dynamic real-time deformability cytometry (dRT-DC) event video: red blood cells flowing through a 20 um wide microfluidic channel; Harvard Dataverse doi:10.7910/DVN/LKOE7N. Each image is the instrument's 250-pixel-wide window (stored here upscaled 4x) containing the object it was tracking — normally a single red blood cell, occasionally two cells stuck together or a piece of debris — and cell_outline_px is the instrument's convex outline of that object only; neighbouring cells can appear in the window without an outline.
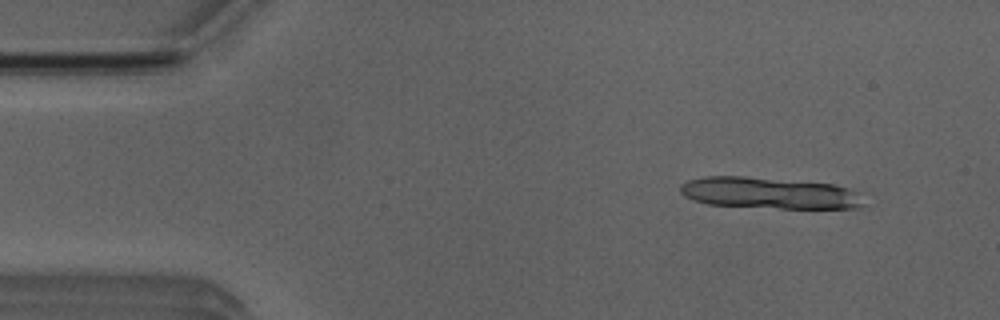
{"species": "Egyptian fruit bat (a non-hibernating species)", "species_latin": "Rousettus aegyptiacus", "temperature_condition": "room temperature", "stored_images_in_passage": 5, "segment_of_instrument_passage": [1, 2], "camera_frame_rate_fps": 3000, "um_per_image_px": 0.085, "animal": {"sex": "male"}, "frame": {"image": 1, "passage_image": 2, "time_ms": 1.0, "image_size_px": [1000, 320], "cell_outline_px": [[876, 204], [868, 208], [780, 208], [708, 204], [692, 200], [684, 196], [680, 192], [680, 184], [688, 180], [704, 176], [744, 176], [832, 184], [864, 192]], "centroid_in_image_um": [65.63, 16.42], "position_along_channel_um": 19.4, "area_um2": 34.68}}